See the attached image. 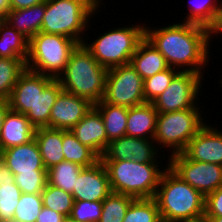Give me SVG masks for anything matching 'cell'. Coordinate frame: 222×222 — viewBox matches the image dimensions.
Instances as JSON below:
<instances>
[{
	"label": "cell",
	"instance_id": "34",
	"mask_svg": "<svg viewBox=\"0 0 222 222\" xmlns=\"http://www.w3.org/2000/svg\"><path fill=\"white\" fill-rule=\"evenodd\" d=\"M190 2L189 13L183 22L208 27L212 22L218 7L219 0H195ZM192 3V4H191Z\"/></svg>",
	"mask_w": 222,
	"mask_h": 222
},
{
	"label": "cell",
	"instance_id": "12",
	"mask_svg": "<svg viewBox=\"0 0 222 222\" xmlns=\"http://www.w3.org/2000/svg\"><path fill=\"white\" fill-rule=\"evenodd\" d=\"M154 143L153 139L122 136L108 144L100 160H135L140 163L157 162L159 148L155 149Z\"/></svg>",
	"mask_w": 222,
	"mask_h": 222
},
{
	"label": "cell",
	"instance_id": "10",
	"mask_svg": "<svg viewBox=\"0 0 222 222\" xmlns=\"http://www.w3.org/2000/svg\"><path fill=\"white\" fill-rule=\"evenodd\" d=\"M203 77L191 71H179L166 90L152 102L157 112L168 113L198 107Z\"/></svg>",
	"mask_w": 222,
	"mask_h": 222
},
{
	"label": "cell",
	"instance_id": "13",
	"mask_svg": "<svg viewBox=\"0 0 222 222\" xmlns=\"http://www.w3.org/2000/svg\"><path fill=\"white\" fill-rule=\"evenodd\" d=\"M111 192L108 172L99 160L80 171L72 196L74 200L103 201Z\"/></svg>",
	"mask_w": 222,
	"mask_h": 222
},
{
	"label": "cell",
	"instance_id": "47",
	"mask_svg": "<svg viewBox=\"0 0 222 222\" xmlns=\"http://www.w3.org/2000/svg\"><path fill=\"white\" fill-rule=\"evenodd\" d=\"M209 222H222V216H204Z\"/></svg>",
	"mask_w": 222,
	"mask_h": 222
},
{
	"label": "cell",
	"instance_id": "2",
	"mask_svg": "<svg viewBox=\"0 0 222 222\" xmlns=\"http://www.w3.org/2000/svg\"><path fill=\"white\" fill-rule=\"evenodd\" d=\"M154 199L165 222H188L204 218L205 197L176 175L167 164Z\"/></svg>",
	"mask_w": 222,
	"mask_h": 222
},
{
	"label": "cell",
	"instance_id": "38",
	"mask_svg": "<svg viewBox=\"0 0 222 222\" xmlns=\"http://www.w3.org/2000/svg\"><path fill=\"white\" fill-rule=\"evenodd\" d=\"M102 201L75 200L70 217L77 222H99Z\"/></svg>",
	"mask_w": 222,
	"mask_h": 222
},
{
	"label": "cell",
	"instance_id": "39",
	"mask_svg": "<svg viewBox=\"0 0 222 222\" xmlns=\"http://www.w3.org/2000/svg\"><path fill=\"white\" fill-rule=\"evenodd\" d=\"M204 216H222V186L205 197Z\"/></svg>",
	"mask_w": 222,
	"mask_h": 222
},
{
	"label": "cell",
	"instance_id": "41",
	"mask_svg": "<svg viewBox=\"0 0 222 222\" xmlns=\"http://www.w3.org/2000/svg\"><path fill=\"white\" fill-rule=\"evenodd\" d=\"M64 218V215L43 206L36 222H62Z\"/></svg>",
	"mask_w": 222,
	"mask_h": 222
},
{
	"label": "cell",
	"instance_id": "25",
	"mask_svg": "<svg viewBox=\"0 0 222 222\" xmlns=\"http://www.w3.org/2000/svg\"><path fill=\"white\" fill-rule=\"evenodd\" d=\"M100 112L108 137V144L126 136L128 108L105 103L103 100L94 104Z\"/></svg>",
	"mask_w": 222,
	"mask_h": 222
},
{
	"label": "cell",
	"instance_id": "33",
	"mask_svg": "<svg viewBox=\"0 0 222 222\" xmlns=\"http://www.w3.org/2000/svg\"><path fill=\"white\" fill-rule=\"evenodd\" d=\"M179 72L178 69H168L144 79L143 93L145 102L155 101L170 85L173 77Z\"/></svg>",
	"mask_w": 222,
	"mask_h": 222
},
{
	"label": "cell",
	"instance_id": "5",
	"mask_svg": "<svg viewBox=\"0 0 222 222\" xmlns=\"http://www.w3.org/2000/svg\"><path fill=\"white\" fill-rule=\"evenodd\" d=\"M95 12L85 0H46L40 32L66 36L82 44V35Z\"/></svg>",
	"mask_w": 222,
	"mask_h": 222
},
{
	"label": "cell",
	"instance_id": "43",
	"mask_svg": "<svg viewBox=\"0 0 222 222\" xmlns=\"http://www.w3.org/2000/svg\"><path fill=\"white\" fill-rule=\"evenodd\" d=\"M12 184L15 183L14 175L10 171V169L3 163L0 159V187L2 184Z\"/></svg>",
	"mask_w": 222,
	"mask_h": 222
},
{
	"label": "cell",
	"instance_id": "3",
	"mask_svg": "<svg viewBox=\"0 0 222 222\" xmlns=\"http://www.w3.org/2000/svg\"><path fill=\"white\" fill-rule=\"evenodd\" d=\"M106 74L107 69L82 43L72 51L64 72L57 79L63 91L96 104L104 97Z\"/></svg>",
	"mask_w": 222,
	"mask_h": 222
},
{
	"label": "cell",
	"instance_id": "24",
	"mask_svg": "<svg viewBox=\"0 0 222 222\" xmlns=\"http://www.w3.org/2000/svg\"><path fill=\"white\" fill-rule=\"evenodd\" d=\"M62 91L60 81L53 79L42 93H38L33 109L26 114L35 128L50 127V111Z\"/></svg>",
	"mask_w": 222,
	"mask_h": 222
},
{
	"label": "cell",
	"instance_id": "19",
	"mask_svg": "<svg viewBox=\"0 0 222 222\" xmlns=\"http://www.w3.org/2000/svg\"><path fill=\"white\" fill-rule=\"evenodd\" d=\"M35 129L26 115L9 109L0 135V151L28 143L34 138Z\"/></svg>",
	"mask_w": 222,
	"mask_h": 222
},
{
	"label": "cell",
	"instance_id": "16",
	"mask_svg": "<svg viewBox=\"0 0 222 222\" xmlns=\"http://www.w3.org/2000/svg\"><path fill=\"white\" fill-rule=\"evenodd\" d=\"M210 126L206 123L182 153L194 161L222 165V131Z\"/></svg>",
	"mask_w": 222,
	"mask_h": 222
},
{
	"label": "cell",
	"instance_id": "1",
	"mask_svg": "<svg viewBox=\"0 0 222 222\" xmlns=\"http://www.w3.org/2000/svg\"><path fill=\"white\" fill-rule=\"evenodd\" d=\"M152 29L145 26V38L166 59L169 67L204 75L201 69L210 60L206 27L182 22Z\"/></svg>",
	"mask_w": 222,
	"mask_h": 222
},
{
	"label": "cell",
	"instance_id": "28",
	"mask_svg": "<svg viewBox=\"0 0 222 222\" xmlns=\"http://www.w3.org/2000/svg\"><path fill=\"white\" fill-rule=\"evenodd\" d=\"M83 167L69 161H62L47 169L48 184L72 194L76 178Z\"/></svg>",
	"mask_w": 222,
	"mask_h": 222
},
{
	"label": "cell",
	"instance_id": "46",
	"mask_svg": "<svg viewBox=\"0 0 222 222\" xmlns=\"http://www.w3.org/2000/svg\"><path fill=\"white\" fill-rule=\"evenodd\" d=\"M95 11L98 12V9L101 7L100 3L102 0H85Z\"/></svg>",
	"mask_w": 222,
	"mask_h": 222
},
{
	"label": "cell",
	"instance_id": "26",
	"mask_svg": "<svg viewBox=\"0 0 222 222\" xmlns=\"http://www.w3.org/2000/svg\"><path fill=\"white\" fill-rule=\"evenodd\" d=\"M29 39L5 22L0 28V58H21L27 61Z\"/></svg>",
	"mask_w": 222,
	"mask_h": 222
},
{
	"label": "cell",
	"instance_id": "27",
	"mask_svg": "<svg viewBox=\"0 0 222 222\" xmlns=\"http://www.w3.org/2000/svg\"><path fill=\"white\" fill-rule=\"evenodd\" d=\"M62 147L65 161L83 168L93 166L100 157L87 145L82 144L71 130H62Z\"/></svg>",
	"mask_w": 222,
	"mask_h": 222
},
{
	"label": "cell",
	"instance_id": "40",
	"mask_svg": "<svg viewBox=\"0 0 222 222\" xmlns=\"http://www.w3.org/2000/svg\"><path fill=\"white\" fill-rule=\"evenodd\" d=\"M207 29V33H208V38L209 41H211L210 39H212V34L216 35V34H222V3L219 2L217 10L215 12L214 18L212 20V22L208 25Z\"/></svg>",
	"mask_w": 222,
	"mask_h": 222
},
{
	"label": "cell",
	"instance_id": "18",
	"mask_svg": "<svg viewBox=\"0 0 222 222\" xmlns=\"http://www.w3.org/2000/svg\"><path fill=\"white\" fill-rule=\"evenodd\" d=\"M71 132L84 145L101 157L108 146V137L100 112L92 109L77 123Z\"/></svg>",
	"mask_w": 222,
	"mask_h": 222
},
{
	"label": "cell",
	"instance_id": "15",
	"mask_svg": "<svg viewBox=\"0 0 222 222\" xmlns=\"http://www.w3.org/2000/svg\"><path fill=\"white\" fill-rule=\"evenodd\" d=\"M53 79L26 69L19 76L8 99L10 109L26 115L33 109L38 93H42Z\"/></svg>",
	"mask_w": 222,
	"mask_h": 222
},
{
	"label": "cell",
	"instance_id": "20",
	"mask_svg": "<svg viewBox=\"0 0 222 222\" xmlns=\"http://www.w3.org/2000/svg\"><path fill=\"white\" fill-rule=\"evenodd\" d=\"M158 112L153 103L128 108L126 136L153 139Z\"/></svg>",
	"mask_w": 222,
	"mask_h": 222
},
{
	"label": "cell",
	"instance_id": "45",
	"mask_svg": "<svg viewBox=\"0 0 222 222\" xmlns=\"http://www.w3.org/2000/svg\"><path fill=\"white\" fill-rule=\"evenodd\" d=\"M10 2L9 0H0V11L7 16L8 12L10 11Z\"/></svg>",
	"mask_w": 222,
	"mask_h": 222
},
{
	"label": "cell",
	"instance_id": "48",
	"mask_svg": "<svg viewBox=\"0 0 222 222\" xmlns=\"http://www.w3.org/2000/svg\"><path fill=\"white\" fill-rule=\"evenodd\" d=\"M6 22V16L0 11V28Z\"/></svg>",
	"mask_w": 222,
	"mask_h": 222
},
{
	"label": "cell",
	"instance_id": "37",
	"mask_svg": "<svg viewBox=\"0 0 222 222\" xmlns=\"http://www.w3.org/2000/svg\"><path fill=\"white\" fill-rule=\"evenodd\" d=\"M15 184L25 194H40L48 183L47 170H35V173L14 175Z\"/></svg>",
	"mask_w": 222,
	"mask_h": 222
},
{
	"label": "cell",
	"instance_id": "31",
	"mask_svg": "<svg viewBox=\"0 0 222 222\" xmlns=\"http://www.w3.org/2000/svg\"><path fill=\"white\" fill-rule=\"evenodd\" d=\"M159 209L154 198L134 199L126 211L123 222H159Z\"/></svg>",
	"mask_w": 222,
	"mask_h": 222
},
{
	"label": "cell",
	"instance_id": "29",
	"mask_svg": "<svg viewBox=\"0 0 222 222\" xmlns=\"http://www.w3.org/2000/svg\"><path fill=\"white\" fill-rule=\"evenodd\" d=\"M26 70L21 58H0V99L8 100L19 76Z\"/></svg>",
	"mask_w": 222,
	"mask_h": 222
},
{
	"label": "cell",
	"instance_id": "36",
	"mask_svg": "<svg viewBox=\"0 0 222 222\" xmlns=\"http://www.w3.org/2000/svg\"><path fill=\"white\" fill-rule=\"evenodd\" d=\"M22 191L15 184H2L0 187V222L11 221Z\"/></svg>",
	"mask_w": 222,
	"mask_h": 222
},
{
	"label": "cell",
	"instance_id": "44",
	"mask_svg": "<svg viewBox=\"0 0 222 222\" xmlns=\"http://www.w3.org/2000/svg\"><path fill=\"white\" fill-rule=\"evenodd\" d=\"M9 109H10V107H9L8 100L0 99V135H1V131H2L4 118H5L6 113Z\"/></svg>",
	"mask_w": 222,
	"mask_h": 222
},
{
	"label": "cell",
	"instance_id": "21",
	"mask_svg": "<svg viewBox=\"0 0 222 222\" xmlns=\"http://www.w3.org/2000/svg\"><path fill=\"white\" fill-rule=\"evenodd\" d=\"M130 64L143 80L169 68L166 59L145 37L138 44Z\"/></svg>",
	"mask_w": 222,
	"mask_h": 222
},
{
	"label": "cell",
	"instance_id": "22",
	"mask_svg": "<svg viewBox=\"0 0 222 222\" xmlns=\"http://www.w3.org/2000/svg\"><path fill=\"white\" fill-rule=\"evenodd\" d=\"M34 139L38 144L46 170L65 160L62 147V129L36 128Z\"/></svg>",
	"mask_w": 222,
	"mask_h": 222
},
{
	"label": "cell",
	"instance_id": "23",
	"mask_svg": "<svg viewBox=\"0 0 222 222\" xmlns=\"http://www.w3.org/2000/svg\"><path fill=\"white\" fill-rule=\"evenodd\" d=\"M45 9L46 2L29 8L10 10L6 22L30 40L41 31Z\"/></svg>",
	"mask_w": 222,
	"mask_h": 222
},
{
	"label": "cell",
	"instance_id": "4",
	"mask_svg": "<svg viewBox=\"0 0 222 222\" xmlns=\"http://www.w3.org/2000/svg\"><path fill=\"white\" fill-rule=\"evenodd\" d=\"M108 172L112 192L133 198H154L161 176V163L135 160H101Z\"/></svg>",
	"mask_w": 222,
	"mask_h": 222
},
{
	"label": "cell",
	"instance_id": "32",
	"mask_svg": "<svg viewBox=\"0 0 222 222\" xmlns=\"http://www.w3.org/2000/svg\"><path fill=\"white\" fill-rule=\"evenodd\" d=\"M41 195L44 207L54 210L65 217L70 216L75 202L72 194L47 183Z\"/></svg>",
	"mask_w": 222,
	"mask_h": 222
},
{
	"label": "cell",
	"instance_id": "11",
	"mask_svg": "<svg viewBox=\"0 0 222 222\" xmlns=\"http://www.w3.org/2000/svg\"><path fill=\"white\" fill-rule=\"evenodd\" d=\"M168 159V167L204 197L222 186V165L194 161L183 153Z\"/></svg>",
	"mask_w": 222,
	"mask_h": 222
},
{
	"label": "cell",
	"instance_id": "6",
	"mask_svg": "<svg viewBox=\"0 0 222 222\" xmlns=\"http://www.w3.org/2000/svg\"><path fill=\"white\" fill-rule=\"evenodd\" d=\"M78 44L66 36L39 32L29 40L26 69L57 79Z\"/></svg>",
	"mask_w": 222,
	"mask_h": 222
},
{
	"label": "cell",
	"instance_id": "8",
	"mask_svg": "<svg viewBox=\"0 0 222 222\" xmlns=\"http://www.w3.org/2000/svg\"><path fill=\"white\" fill-rule=\"evenodd\" d=\"M199 107L158 113L156 130L153 140L155 144L170 148L171 154H179L184 151L188 142L205 125ZM203 120V121H202Z\"/></svg>",
	"mask_w": 222,
	"mask_h": 222
},
{
	"label": "cell",
	"instance_id": "30",
	"mask_svg": "<svg viewBox=\"0 0 222 222\" xmlns=\"http://www.w3.org/2000/svg\"><path fill=\"white\" fill-rule=\"evenodd\" d=\"M132 196L111 192L102 201L99 222H123L127 209L134 200Z\"/></svg>",
	"mask_w": 222,
	"mask_h": 222
},
{
	"label": "cell",
	"instance_id": "17",
	"mask_svg": "<svg viewBox=\"0 0 222 222\" xmlns=\"http://www.w3.org/2000/svg\"><path fill=\"white\" fill-rule=\"evenodd\" d=\"M0 159L13 175L35 173V170H46L36 140L13 146L0 151Z\"/></svg>",
	"mask_w": 222,
	"mask_h": 222
},
{
	"label": "cell",
	"instance_id": "14",
	"mask_svg": "<svg viewBox=\"0 0 222 222\" xmlns=\"http://www.w3.org/2000/svg\"><path fill=\"white\" fill-rule=\"evenodd\" d=\"M93 106L86 98L62 91L50 111V128L71 130Z\"/></svg>",
	"mask_w": 222,
	"mask_h": 222
},
{
	"label": "cell",
	"instance_id": "49",
	"mask_svg": "<svg viewBox=\"0 0 222 222\" xmlns=\"http://www.w3.org/2000/svg\"><path fill=\"white\" fill-rule=\"evenodd\" d=\"M62 222H77V221H75L73 218H71L70 216H67V217H65L64 219H63V221Z\"/></svg>",
	"mask_w": 222,
	"mask_h": 222
},
{
	"label": "cell",
	"instance_id": "42",
	"mask_svg": "<svg viewBox=\"0 0 222 222\" xmlns=\"http://www.w3.org/2000/svg\"><path fill=\"white\" fill-rule=\"evenodd\" d=\"M9 2H10V9L17 10L41 4L43 2H46V0H9Z\"/></svg>",
	"mask_w": 222,
	"mask_h": 222
},
{
	"label": "cell",
	"instance_id": "35",
	"mask_svg": "<svg viewBox=\"0 0 222 222\" xmlns=\"http://www.w3.org/2000/svg\"><path fill=\"white\" fill-rule=\"evenodd\" d=\"M43 208L42 195L22 193L15 208V220L22 222H36Z\"/></svg>",
	"mask_w": 222,
	"mask_h": 222
},
{
	"label": "cell",
	"instance_id": "9",
	"mask_svg": "<svg viewBox=\"0 0 222 222\" xmlns=\"http://www.w3.org/2000/svg\"><path fill=\"white\" fill-rule=\"evenodd\" d=\"M143 78L128 63L107 70L103 101L127 108L145 102Z\"/></svg>",
	"mask_w": 222,
	"mask_h": 222
},
{
	"label": "cell",
	"instance_id": "51",
	"mask_svg": "<svg viewBox=\"0 0 222 222\" xmlns=\"http://www.w3.org/2000/svg\"><path fill=\"white\" fill-rule=\"evenodd\" d=\"M7 222H22V221H18V220L12 219L11 221H7Z\"/></svg>",
	"mask_w": 222,
	"mask_h": 222
},
{
	"label": "cell",
	"instance_id": "50",
	"mask_svg": "<svg viewBox=\"0 0 222 222\" xmlns=\"http://www.w3.org/2000/svg\"><path fill=\"white\" fill-rule=\"evenodd\" d=\"M188 222H209L206 218H202L199 220H194V221H188Z\"/></svg>",
	"mask_w": 222,
	"mask_h": 222
},
{
	"label": "cell",
	"instance_id": "7",
	"mask_svg": "<svg viewBox=\"0 0 222 222\" xmlns=\"http://www.w3.org/2000/svg\"><path fill=\"white\" fill-rule=\"evenodd\" d=\"M95 41L83 45L104 68L111 69L130 63L140 41L145 37V25H130L113 28Z\"/></svg>",
	"mask_w": 222,
	"mask_h": 222
}]
</instances>
